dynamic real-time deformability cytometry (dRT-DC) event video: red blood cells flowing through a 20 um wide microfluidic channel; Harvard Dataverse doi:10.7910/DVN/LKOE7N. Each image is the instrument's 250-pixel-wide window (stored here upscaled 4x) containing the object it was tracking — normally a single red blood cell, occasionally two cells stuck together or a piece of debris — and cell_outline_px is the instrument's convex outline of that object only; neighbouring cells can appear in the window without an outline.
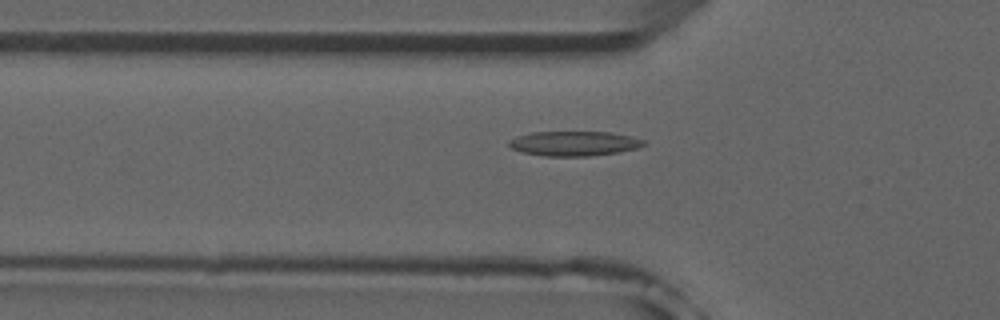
{"species": "common noctule bat (a hibernating species)", "species_latin": "Nyctalus noctula", "temperature_condition": "room temperature", "stored_images_in_passage": 52, "camera_frame_rate_fps": 3000, "um_per_image_px": 0.085, "animal": {"sex": "male", "forearm_length_mm": 52.5}, "frame": {"image": 1, "passage_image": 17, "time_ms": 5.333, "image_size_px": [1000, 320], "cell_outline_px": [[644, 144], [636, 148], [620, 152], [592, 156], [544, 156], [520, 152], [512, 148], [508, 144], [508, 140], [516, 136], [532, 132], [608, 132], [632, 136], [644, 140]], "centroid_in_image_um": [48.76, 12.2], "position_along_channel_um": 77.0, "area_um2": 19.48}}
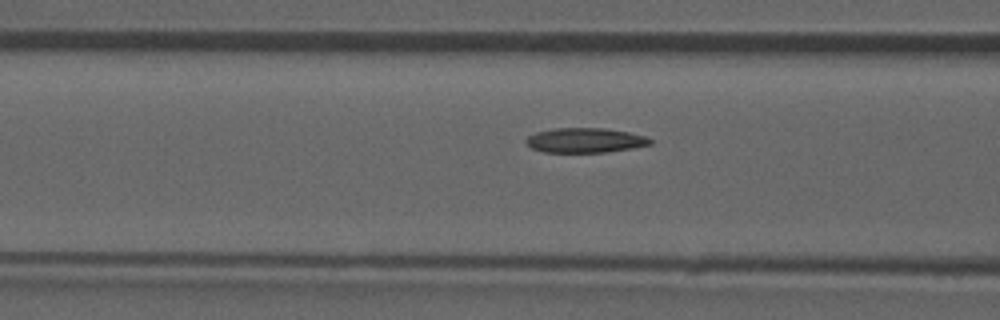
{"frame": {"image": 2, "passage_image": 20, "time_ms": 6.333, "image_size_px": [1000, 320], "cell_outline_px": [[652, 144], [632, 148], [604, 152], [544, 152], [532, 148], [524, 140], [528, 136], [536, 132], [552, 128], [604, 128], [628, 132], [644, 136], [652, 140]], "centroid_in_image_um": [49.71, 11.92], "position_along_channel_um": 116.9, "area_um2": 17.8}}
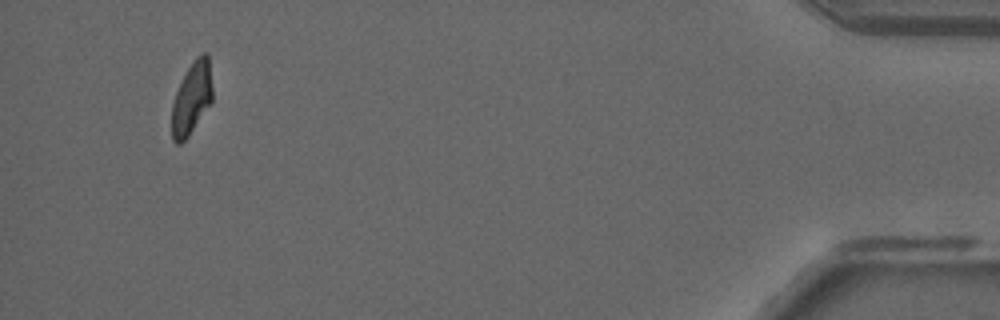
{"frame": {"image": 3, "passage_image": 49, "time_ms": 16.0, "image_size_px": [1000, 320], "cell_outline_px": [[212, 100], [188, 136], [180, 144], [176, 144], [172, 140], [172, 104], [176, 92], [188, 68], [196, 56], [204, 52], [208, 52], [212, 88]], "centroid_in_image_um": [16.29, 8.33], "position_along_channel_um": 418.9, "area_um2": 16.82}, "authors_computed_cell_mechanics": {"area_um2": 18.3804, "velocity_mm_per_s": 3.9216, "shape_relaxation_time_tau1_ms": null, "shape_relaxation_time_tau2_ms": 4.0573, "deformation_change_tau1": null, "deformation_change_tau2": 0.1045}}